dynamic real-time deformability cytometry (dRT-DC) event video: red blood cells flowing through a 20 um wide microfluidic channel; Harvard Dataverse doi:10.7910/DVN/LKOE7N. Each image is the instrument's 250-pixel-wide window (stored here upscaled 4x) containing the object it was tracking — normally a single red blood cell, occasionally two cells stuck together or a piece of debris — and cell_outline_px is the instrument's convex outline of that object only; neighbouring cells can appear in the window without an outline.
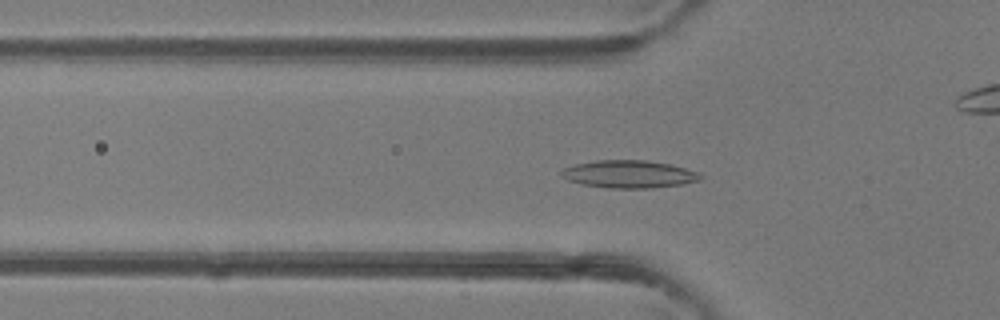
{"species": "common noctule bat (a hibernating species)", "species_latin": "Nyctalus noctula", "temperature_condition": "room temperature", "stored_images_in_passage": 49, "camera_frame_rate_fps": 3000, "um_per_image_px": 0.085, "animal": {"sex": "female"}, "frame": {"image": 1, "passage_image": 16, "time_ms": 5.0, "image_size_px": [1000, 320], "cell_outline_px": [[704, 176], [700, 180], [684, 184], [648, 188], [608, 188], [580, 184], [568, 180], [560, 176], [560, 172], [564, 168], [576, 164], [596, 160], [648, 160], [668, 164], [700, 172]], "centroid_in_image_um": [53.47, 14.8], "position_along_channel_um": 72.3, "area_um2": 22.48}}
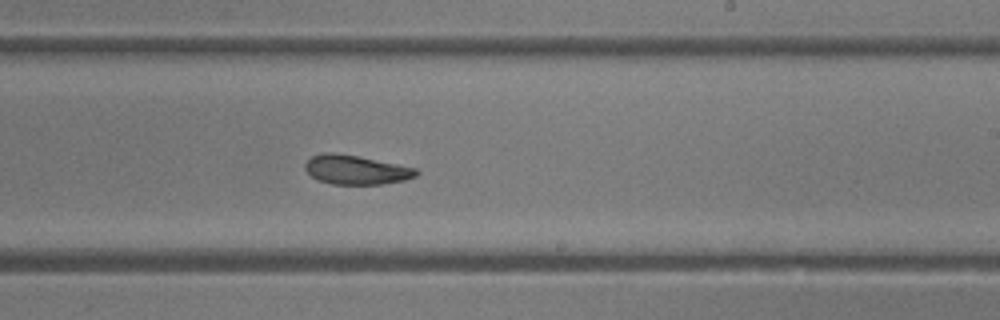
{"frame": {"image": 2, "passage_image": 29, "time_ms": 9.333, "image_size_px": [1000, 320], "cell_outline_px": [[420, 172], [416, 176], [404, 180], [384, 184], [332, 184], [316, 180], [304, 168], [304, 164], [312, 156], [324, 152], [336, 152], [416, 168]], "centroid_in_image_um": [30.24, 14.44], "position_along_channel_um": 258.8, "area_um2": 18.84}}
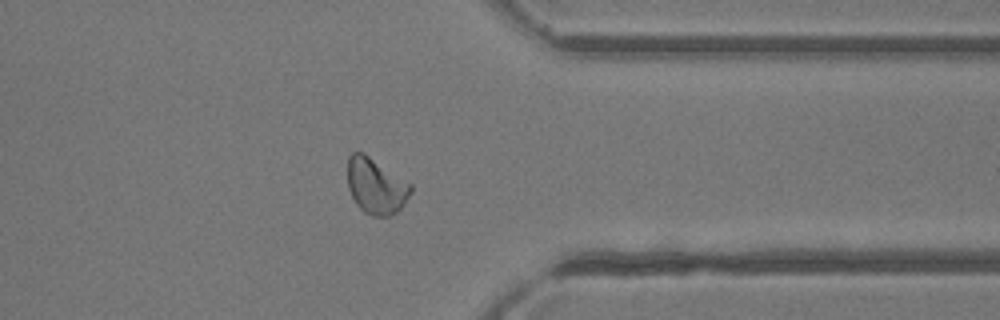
{"frame": {"image": 3, "passage_image": 38, "time_ms": 12.333, "image_size_px": [1000, 320], "cell_outline_px": [[412, 192], [404, 204], [396, 212], [388, 216], [372, 216], [364, 212], [356, 204], [348, 188], [348, 156], [352, 152], [364, 152], [412, 184]], "centroid_in_image_um": [31.96, 15.8], "position_along_channel_um": 379.4, "area_um2": 20.63}, "authors_computed_cell_mechanics": {"area_um2": 20.808, "velocity_mm_per_s": 4.2884, "shape_relaxation_time_tau1_ms": 2.8217, "shape_relaxation_time_tau2_ms": 2.3139, "deformation_change_tau1": 0.1209, "deformation_change_tau2": 0.0794}}